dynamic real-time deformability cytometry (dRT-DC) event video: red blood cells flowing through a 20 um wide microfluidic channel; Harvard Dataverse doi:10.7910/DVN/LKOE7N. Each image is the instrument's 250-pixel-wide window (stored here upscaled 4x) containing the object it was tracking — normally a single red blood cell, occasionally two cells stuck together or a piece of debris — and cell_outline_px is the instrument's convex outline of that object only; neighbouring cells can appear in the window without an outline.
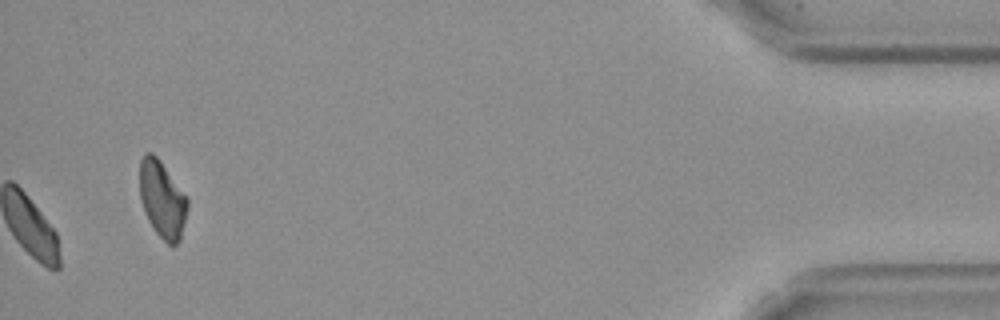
{"species": "Egyptian fruit bat (a non-hibernating species)", "species_latin": "Rousettus aegyptiacus", "temperature_condition": "cold", "stored_images_in_passage": 38, "camera_frame_rate_fps": 3000, "um_per_image_px": 0.085, "frame": {"image": 1, "passage_image": 38, "time_ms": 12.333, "image_size_px": [1000, 320], "cell_outline_px": [[188, 208], [180, 240], [172, 248], [156, 232], [148, 220], [140, 200], [140, 160], [148, 152], [152, 152], [156, 156], [188, 196]], "centroid_in_image_um": [13.81, 16.96], "position_along_channel_um": 421.4, "area_um2": 21.44}, "authors_computed_cell_mechanics": {"area_um2": 22.4842, "velocity_mm_per_s": 3.5383, "shape_relaxation_time_tau1_ms": 5.1395, "shape_relaxation_time_tau2_ms": null, "deformation_change_tau1": 0.0914, "deformation_change_tau2": null}}